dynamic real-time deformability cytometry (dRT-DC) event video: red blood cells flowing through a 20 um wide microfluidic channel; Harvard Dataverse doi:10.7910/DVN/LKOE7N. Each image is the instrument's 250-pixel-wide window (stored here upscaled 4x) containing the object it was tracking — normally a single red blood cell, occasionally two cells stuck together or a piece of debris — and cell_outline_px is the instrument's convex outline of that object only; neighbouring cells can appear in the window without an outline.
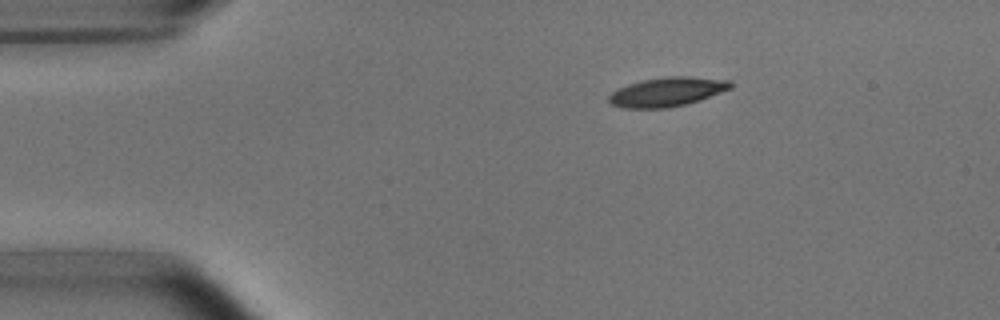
{"species": "common noctule bat (a hibernating species)", "species_latin": "Nyctalus noctula", "temperature_condition": "room temperature", "stored_images_in_passage": 3, "camera_frame_rate_fps": 3000, "um_per_image_px": 0.085, "animal": {"sex": "male", "body_mass_g": 15.6}, "frame": {"image": 1, "passage_image": 1, "time_ms": 0.0, "image_size_px": [1000, 320], "cell_outline_px": [[732, 88], [700, 100], [688, 104], [668, 108], [624, 108], [612, 104], [608, 100], [608, 96], [612, 92], [628, 84], [644, 80], [668, 76], [688, 76], [732, 80]], "centroid_in_image_um": [56.74, 7.81], "position_along_channel_um": 28.3, "area_um2": 20.69}}